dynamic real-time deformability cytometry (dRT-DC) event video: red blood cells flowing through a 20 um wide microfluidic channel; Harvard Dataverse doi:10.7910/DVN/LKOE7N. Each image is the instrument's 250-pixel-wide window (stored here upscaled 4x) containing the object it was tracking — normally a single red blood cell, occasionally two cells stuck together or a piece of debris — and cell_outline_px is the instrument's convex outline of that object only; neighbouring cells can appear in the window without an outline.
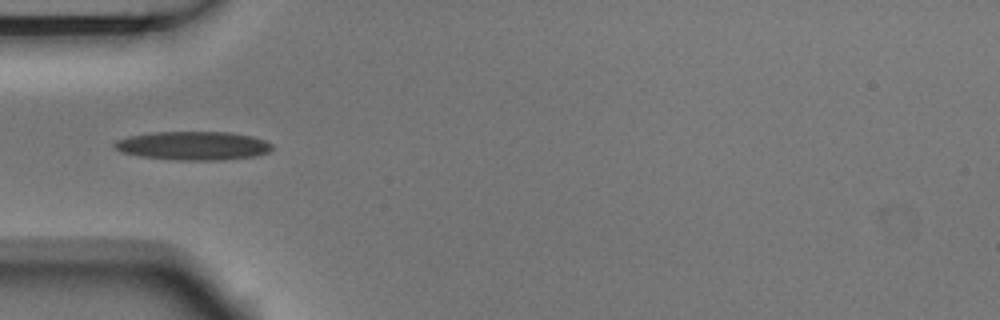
{"species": "Egyptian fruit bat (a non-hibernating species)", "species_latin": "Rousettus aegyptiacus", "temperature_condition": "room temperature", "stored_images_in_passage": 2, "camera_frame_rate_fps": 3000, "um_per_image_px": 0.085, "animal": {"sex": "male"}, "frame": {"image": 1, "passage_image": 1, "time_ms": 0.0, "image_size_px": [1000, 320], "cell_outline_px": [[272, 148], [268, 152], [256, 156], [224, 160], [176, 160], [140, 156], [120, 152], [112, 148], [112, 144], [116, 140], [128, 136], [152, 132], [228, 132], [252, 136], [264, 140], [272, 144]], "centroid_in_image_um": [16.38, 12.39], "position_along_channel_um": 68.6, "area_um2": 26.53}}
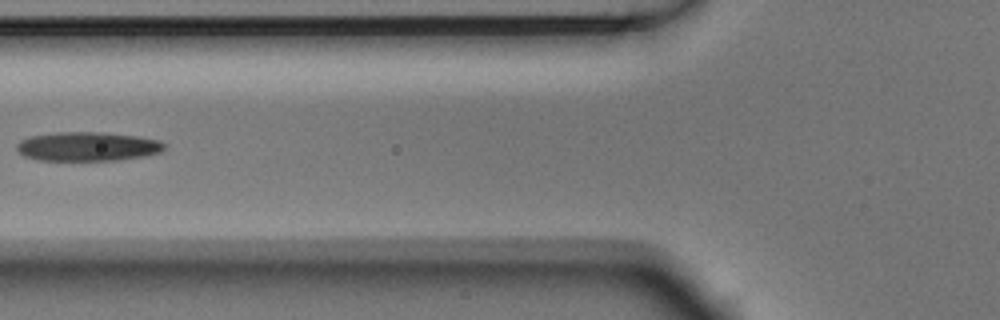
{"frame": {"image": 2, "passage_image": 2, "time_ms": 0.333, "image_size_px": [1000, 320], "cell_outline_px": [[164, 148], [160, 152], [144, 156], [116, 160], [40, 160], [24, 156], [16, 148], [16, 144], [20, 140], [28, 136], [56, 132], [100, 132], [136, 136], [160, 140], [164, 144]], "centroid_in_image_um": [7.41, 12.44], "position_along_channel_um": 118.4, "area_um2": 24.97}}